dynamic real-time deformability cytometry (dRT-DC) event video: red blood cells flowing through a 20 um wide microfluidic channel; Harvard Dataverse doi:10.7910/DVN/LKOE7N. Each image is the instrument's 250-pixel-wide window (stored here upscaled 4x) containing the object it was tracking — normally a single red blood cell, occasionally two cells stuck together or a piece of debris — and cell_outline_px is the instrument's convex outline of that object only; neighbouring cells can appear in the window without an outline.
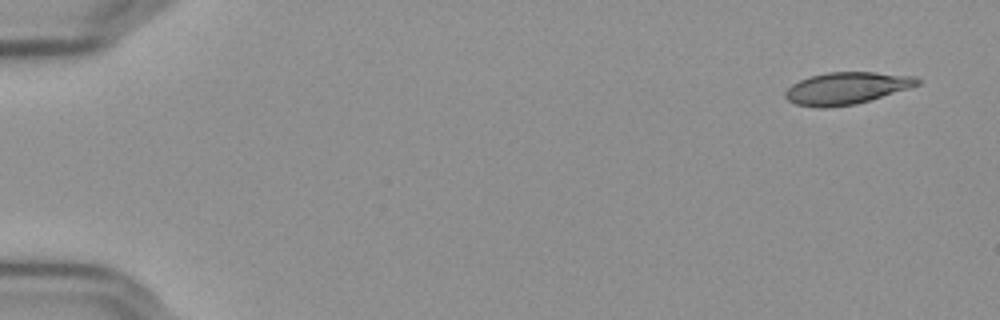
{"species": "Egyptian fruit bat (a non-hibernating species)", "species_latin": "Rousettus aegyptiacus", "temperature_condition": "cold", "stored_images_in_passage": 54, "camera_frame_rate_fps": 3000, "um_per_image_px": 0.085, "frame": {"image": 1, "passage_image": 1, "time_ms": 0.0, "image_size_px": [1000, 320], "cell_outline_px": [[920, 84], [908, 88], [856, 104], [828, 108], [820, 108], [796, 104], [788, 100], [784, 96], [784, 92], [792, 84], [808, 76], [828, 72], [876, 72], [916, 76], [920, 80]], "centroid_in_image_um": [71.93, 7.49], "position_along_channel_um": 13.1, "area_um2": 24.68}}
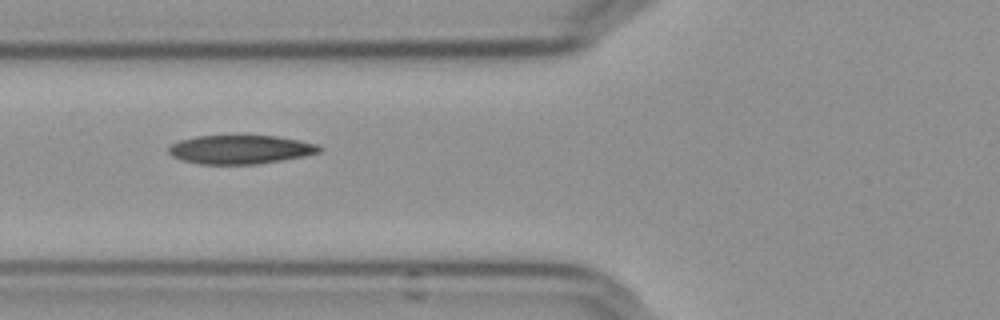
{"frame": {"image": 2, "passage_image": 20, "time_ms": 6.333, "image_size_px": [1000, 320], "cell_outline_px": [[324, 148], [320, 152], [304, 156], [260, 164], [200, 164], [180, 160], [172, 156], [168, 152], [168, 144], [180, 140], [196, 136], [276, 136], [300, 140], [316, 144]], "centroid_in_image_um": [20.41, 12.71], "position_along_channel_um": 105.4, "area_um2": 25.43}}
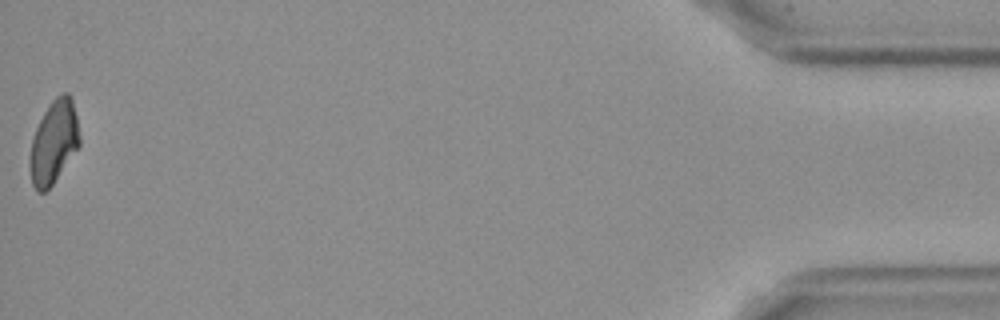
{"frame": {"image": 3, "passage_image": 54, "time_ms": 17.667, "image_size_px": [1000, 320], "cell_outline_px": [[80, 144], [52, 184], [44, 192], [36, 192], [32, 184], [28, 164], [28, 156], [32, 140], [36, 128], [44, 112], [52, 100], [60, 92], [68, 92], [72, 96], [80, 136]], "centroid_in_image_um": [4.55, 12.06], "position_along_channel_um": 430.7, "area_um2": 24.1}, "authors_computed_cell_mechanics": {"area_um2": 25.432, "velocity_mm_per_s": 3.6432, "shape_relaxation_time_tau1_ms": null, "shape_relaxation_time_tau2_ms": 6.5382, "deformation_change_tau1": null, "deformation_change_tau2": 0.1444}}